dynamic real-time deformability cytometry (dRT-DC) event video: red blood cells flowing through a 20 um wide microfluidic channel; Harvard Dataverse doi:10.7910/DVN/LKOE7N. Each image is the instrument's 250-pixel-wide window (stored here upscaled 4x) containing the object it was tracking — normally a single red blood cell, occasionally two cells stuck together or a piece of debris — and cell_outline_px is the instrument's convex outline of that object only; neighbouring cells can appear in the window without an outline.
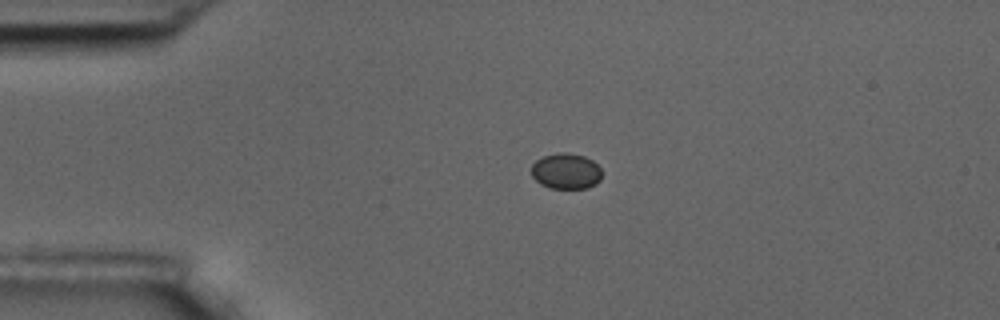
{"species": "common noctule bat (a hibernating species)", "species_latin": "Nyctalus noctula", "temperature_condition": "room temperature", "stored_images_in_passage": 6, "camera_frame_rate_fps": 3000, "um_per_image_px": 0.085, "animal": {"sex": "male", "body_mass_g": 17.5, "forearm_length_mm": 52.3}, "frame": {"image": 1, "passage_image": 6, "time_ms": 1.667, "image_size_px": [1000, 320], "cell_outline_px": [[600, 180], [596, 184], [588, 188], [552, 188], [540, 184], [532, 176], [532, 164], [536, 160], [544, 156], [560, 152], [568, 152], [584, 156], [592, 160], [600, 168]], "centroid_in_image_um": [48.11, 14.54], "position_along_channel_um": 36.9, "area_um2": 14.62}}